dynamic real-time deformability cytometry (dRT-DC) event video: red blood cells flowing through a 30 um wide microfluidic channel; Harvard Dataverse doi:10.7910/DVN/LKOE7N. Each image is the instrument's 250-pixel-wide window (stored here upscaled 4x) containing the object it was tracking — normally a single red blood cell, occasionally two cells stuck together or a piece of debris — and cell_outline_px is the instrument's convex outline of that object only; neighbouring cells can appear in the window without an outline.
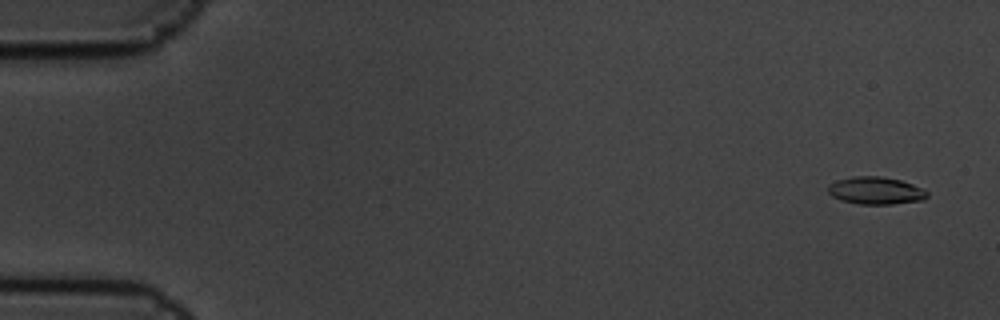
{"species": "common noctule bat (a hibernating species)", "species_latin": "Nyctalus noctula", "temperature_condition": "cold", "stored_images_in_passage": 8, "camera_frame_rate_fps": 3000, "um_per_image_px": 0.085, "animal": {"sex": "male", "body_mass_g": 19.5, "forearm_length_mm": 54.6}, "frame": {"image": 1, "passage_image": 1, "time_ms": 0.0, "image_size_px": [1000, 320], "cell_outline_px": [[928, 196], [924, 200], [892, 204], [860, 204], [840, 200], [832, 196], [828, 192], [828, 184], [836, 180], [852, 176], [880, 176], [900, 180], [924, 188], [928, 192]], "centroid_in_image_um": [74.44, 16.2], "position_along_channel_um": 10.6, "area_um2": 16.01}}
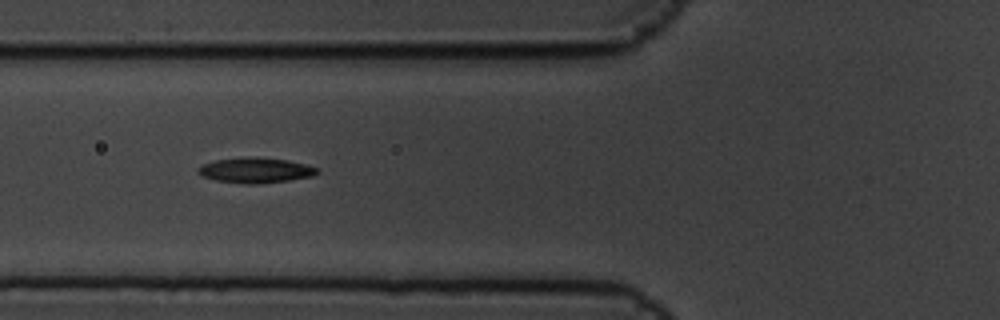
{"frame": {"image": 2, "passage_image": 7, "time_ms": 2.0, "image_size_px": [1000, 320], "cell_outline_px": [[320, 172], [312, 176], [288, 180], [256, 184], [244, 184], [216, 180], [204, 176], [196, 172], [204, 164], [216, 160], [248, 156], [256, 156], [288, 160], [304, 164], [316, 168]], "centroid_in_image_um": [21.73, 14.46], "position_along_channel_um": 104.1, "area_um2": 17.4}}
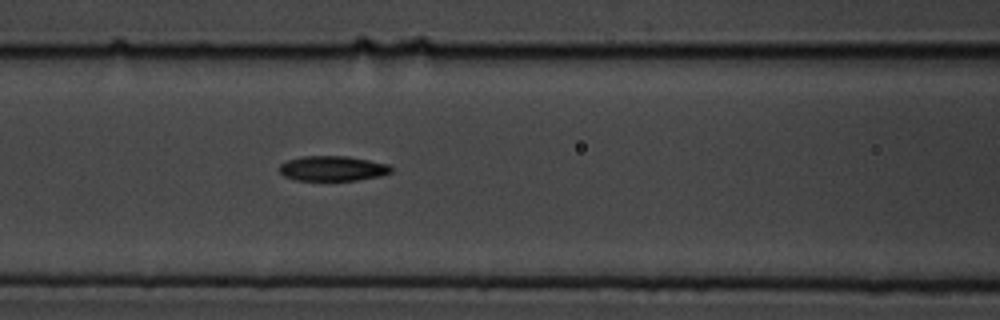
{"frame": {"image": 3, "passage_image": 8, "time_ms": 2.333, "image_size_px": [1000, 320], "cell_outline_px": [[392, 172], [380, 176], [356, 180], [296, 180], [284, 176], [280, 172], [280, 164], [288, 160], [300, 156], [348, 156], [388, 164], [392, 168]], "centroid_in_image_um": [28.27, 14.31], "position_along_channel_um": 138.3, "area_um2": 16.24}}